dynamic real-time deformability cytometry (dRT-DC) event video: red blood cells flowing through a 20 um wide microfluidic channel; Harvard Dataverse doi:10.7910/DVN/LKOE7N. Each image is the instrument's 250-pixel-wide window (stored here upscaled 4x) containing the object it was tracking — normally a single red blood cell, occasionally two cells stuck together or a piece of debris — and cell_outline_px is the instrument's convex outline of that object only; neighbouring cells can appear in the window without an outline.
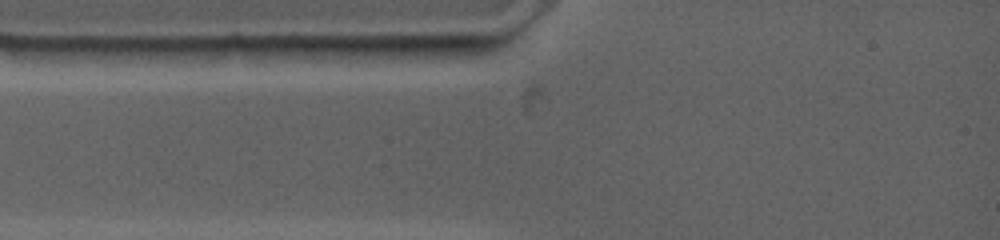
{"species": "common noctule bat (a hibernating species)", "species_latin": "Nyctalus noctula", "temperature_condition": "warm", "stored_images_in_passage": 1, "camera_frame_rate_fps": 4500, "um_per_image_px": 0.085, "animal": {"sex": "female", "body_mass_g": 19.0, "forearm_length_mm": 53.3}, "frame": {"image": 1, "passage_image": 1, "time_ms": 0.0, "image_size_px": [1000, 240], "cell_outline_px": [[436, 48], [408, 56], [312, 56], [300, 48], [300, 44], [436, 44]], "centroid_in_image_um": [31.08, 4.22], "position_along_channel_um": 53.9, "area_um2": 10.64}}